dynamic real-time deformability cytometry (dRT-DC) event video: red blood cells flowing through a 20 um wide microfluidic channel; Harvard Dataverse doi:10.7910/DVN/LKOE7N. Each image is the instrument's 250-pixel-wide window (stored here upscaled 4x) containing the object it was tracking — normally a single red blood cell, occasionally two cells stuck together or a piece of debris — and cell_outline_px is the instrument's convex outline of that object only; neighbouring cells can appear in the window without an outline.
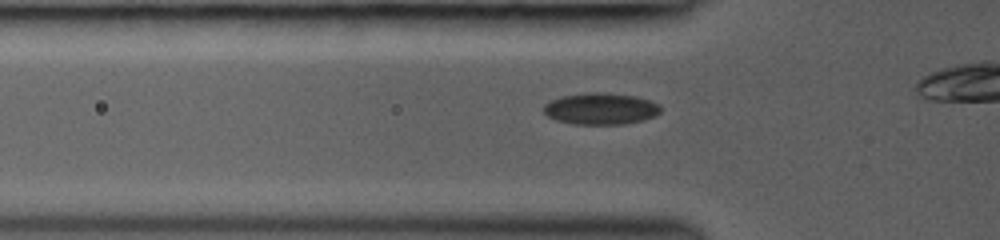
{"species": "common noctule bat (a hibernating species)", "species_latin": "Nyctalus noctula", "temperature_condition": "room temperature", "stored_images_in_passage": 34, "camera_frame_rate_fps": 3000, "um_per_image_px": 0.085, "animal": {"sex": "female", "body_mass_g": 19.0, "forearm_length_mm": 53.3}, "frame": {"image": 1, "passage_image": 9, "time_ms": 2.667, "image_size_px": [1000, 240], "cell_outline_px": [[660, 112], [644, 120], [624, 124], [572, 124], [556, 120], [548, 116], [544, 112], [544, 104], [560, 96], [592, 92], [604, 92], [636, 96], [660, 104]], "centroid_in_image_um": [51.05, 9.24], "position_along_channel_um": 74.7, "area_um2": 21.5}}
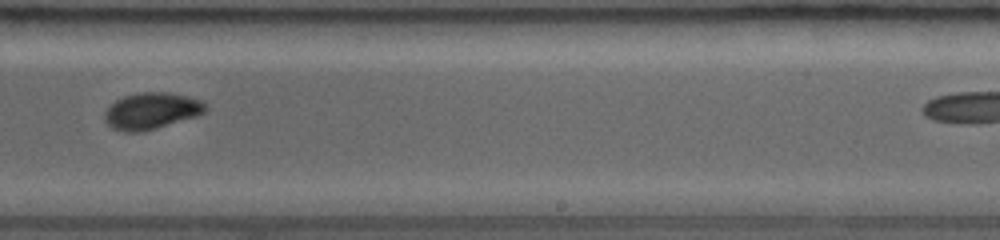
{"frame": {"image": 2, "passage_image": 23, "time_ms": 7.333, "image_size_px": [1000, 240], "cell_outline_px": [[208, 108], [204, 112], [196, 116], [156, 128], [140, 132], [124, 132], [112, 128], [104, 120], [104, 112], [116, 100], [124, 96], [140, 92], [168, 92], [188, 96], [204, 100], [208, 104]], "centroid_in_image_um": [12.9, 9.41], "position_along_channel_um": 276.1, "area_um2": 21.56}}
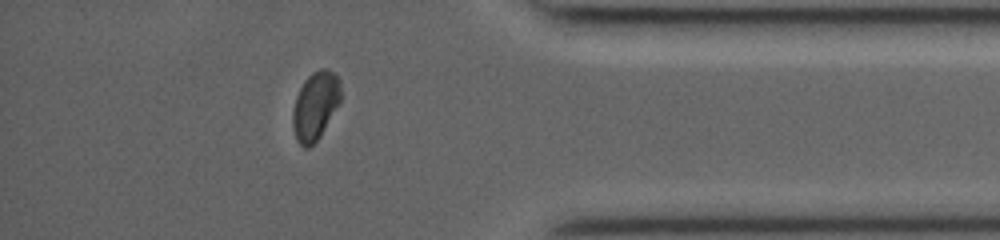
{"frame": {"image": 3, "passage_image": 33, "time_ms": 10.667, "image_size_px": [1000, 240], "cell_outline_px": [[340, 100], [320, 136], [308, 148], [304, 148], [296, 140], [292, 128], [292, 112], [296, 96], [304, 80], [312, 72], [320, 68], [328, 68], [340, 80]], "centroid_in_image_um": [26.77, 8.98], "position_along_channel_um": 408.4, "area_um2": 18.96}}